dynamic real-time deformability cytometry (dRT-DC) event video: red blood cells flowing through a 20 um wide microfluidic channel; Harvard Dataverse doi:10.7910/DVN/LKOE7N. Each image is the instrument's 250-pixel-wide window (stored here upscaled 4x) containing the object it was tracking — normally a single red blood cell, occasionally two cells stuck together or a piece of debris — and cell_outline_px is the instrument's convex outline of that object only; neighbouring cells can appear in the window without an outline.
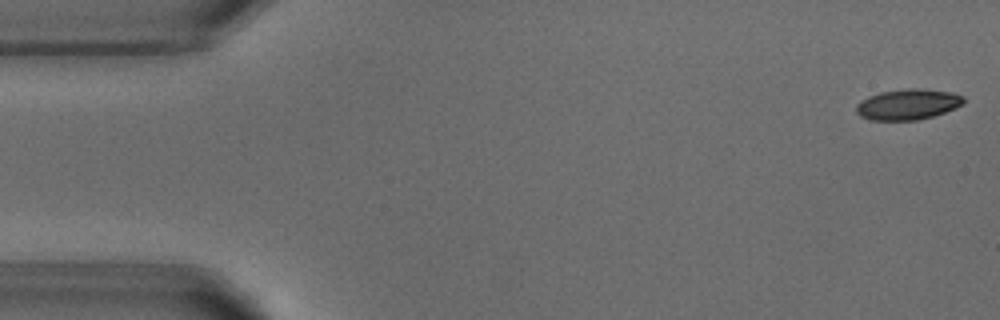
{"species": "common noctule bat (a hibernating species)", "species_latin": "Nyctalus noctula", "temperature_condition": "warm", "stored_images_in_passage": 53, "camera_frame_rate_fps": 3000, "um_per_image_px": 0.085, "animal": {"sex": "male", "body_mass_g": 18.8}, "frame": {"image": 1, "passage_image": 1, "time_ms": 0.0, "image_size_px": [1000, 320], "cell_outline_px": [[964, 104], [956, 108], [932, 116], [916, 120], [868, 120], [860, 116], [856, 112], [856, 104], [860, 100], [868, 96], [880, 92], [908, 88], [924, 88], [952, 92], [964, 96]], "centroid_in_image_um": [77.16, 8.86], "position_along_channel_um": 7.8, "area_um2": 19.42}}
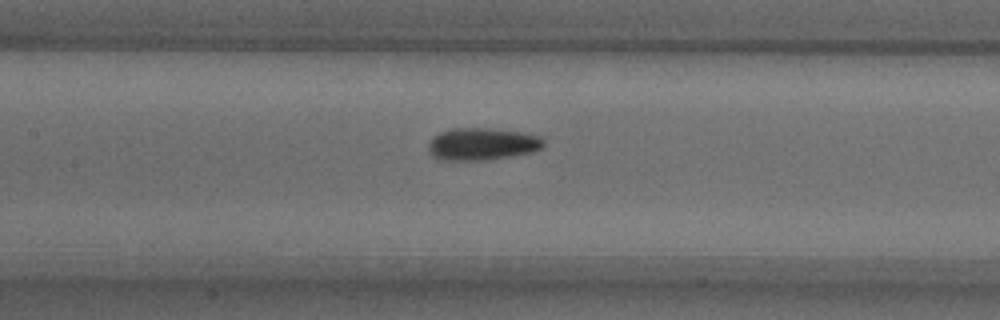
{"frame": {"image": 2, "passage_image": 23, "time_ms": 7.333, "image_size_px": [1000, 320], "cell_outline_px": [[544, 148], [532, 152], [512, 156], [484, 160], [436, 160], [432, 156], [428, 148], [428, 144], [432, 136], [440, 132], [452, 128], [488, 128], [520, 132], [540, 136], [544, 140]], "centroid_in_image_um": [40.96, 12.25], "position_along_channel_um": 166.4, "area_um2": 21.91}}
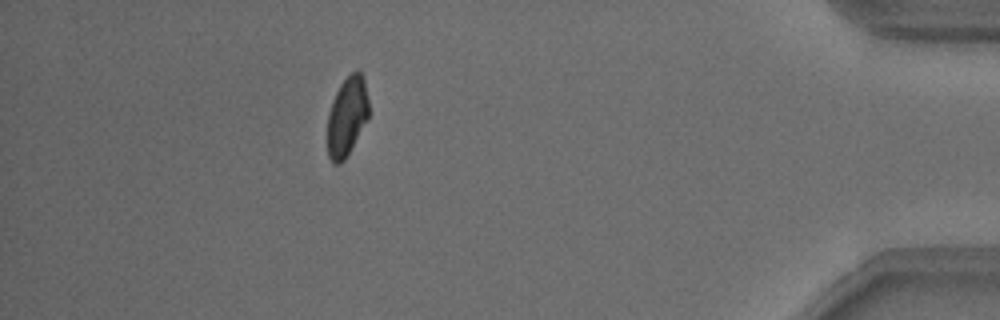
{"frame": {"image": 3, "passage_image": 46, "time_ms": 15.0, "image_size_px": [1000, 320], "cell_outline_px": [[368, 120], [344, 160], [340, 164], [332, 164], [328, 156], [328, 112], [332, 100], [340, 84], [352, 72], [360, 72], [364, 80], [368, 100]], "centroid_in_image_um": [29.48, 9.93], "position_along_channel_um": 405.7, "area_um2": 18.96}}